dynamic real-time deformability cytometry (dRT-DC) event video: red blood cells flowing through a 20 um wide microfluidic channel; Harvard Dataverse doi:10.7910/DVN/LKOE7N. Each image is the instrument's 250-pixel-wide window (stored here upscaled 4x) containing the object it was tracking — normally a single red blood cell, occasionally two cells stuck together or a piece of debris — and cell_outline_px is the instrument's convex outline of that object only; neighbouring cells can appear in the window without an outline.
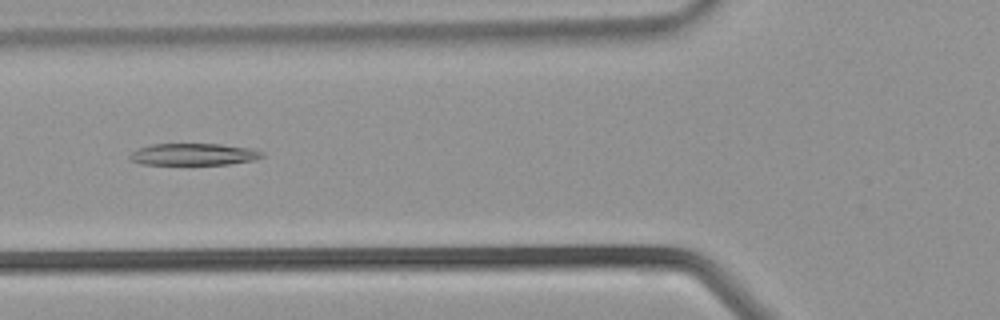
{"species": "common noctule bat (a hibernating species)", "species_latin": "Nyctalus noctula", "temperature_condition": "warm", "stored_images_in_passage": 30, "camera_frame_rate_fps": 3000, "um_per_image_px": 0.085, "animal": {"sex": "male", "body_mass_g": 21.5, "forearm_length_mm": 52.0}, "frame": {"image": 1, "passage_image": 7, "time_ms": 2.0, "image_size_px": [1000, 320], "cell_outline_px": [[264, 156], [256, 160], [228, 164], [140, 164], [128, 160], [128, 156], [132, 152], [140, 148], [152, 144], [220, 144], [256, 148], [264, 152]], "centroid_in_image_um": [16.51, 13.11], "position_along_channel_um": 109.3, "area_um2": 17.05}}
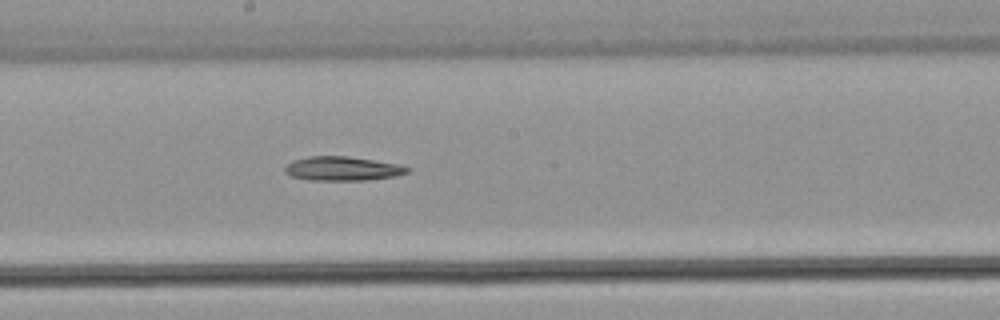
{"frame": {"image": 2, "passage_image": 13, "time_ms": 4.0, "image_size_px": [1000, 320], "cell_outline_px": [[412, 168], [408, 172], [396, 176], [364, 180], [308, 180], [292, 176], [284, 172], [284, 168], [292, 160], [308, 156], [348, 156], [396, 164]], "centroid_in_image_um": [29.08, 14.33], "position_along_channel_um": 219.1, "area_um2": 17.11}}
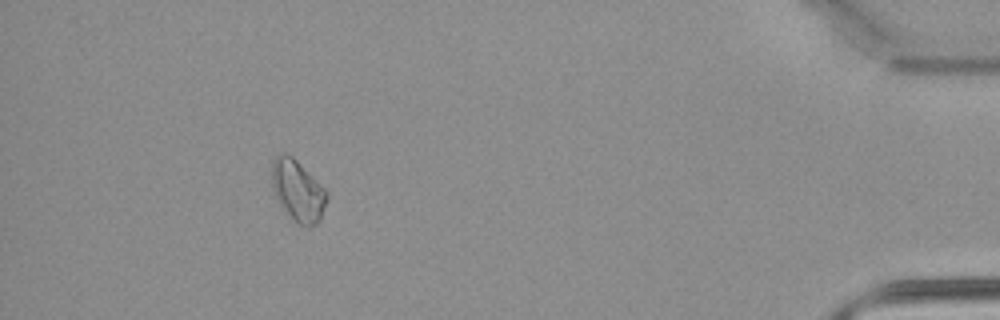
{"frame": {"image": 3, "passage_image": 27, "time_ms": 8.667, "image_size_px": [1000, 320], "cell_outline_px": [[328, 200], [320, 220], [316, 224], [308, 228], [296, 224], [280, 204], [276, 196], [272, 184], [272, 160], [280, 152], [284, 152], [292, 156], [328, 192]], "centroid_in_image_um": [25.33, 16.23], "position_along_channel_um": 409.9, "area_um2": 19.65}}